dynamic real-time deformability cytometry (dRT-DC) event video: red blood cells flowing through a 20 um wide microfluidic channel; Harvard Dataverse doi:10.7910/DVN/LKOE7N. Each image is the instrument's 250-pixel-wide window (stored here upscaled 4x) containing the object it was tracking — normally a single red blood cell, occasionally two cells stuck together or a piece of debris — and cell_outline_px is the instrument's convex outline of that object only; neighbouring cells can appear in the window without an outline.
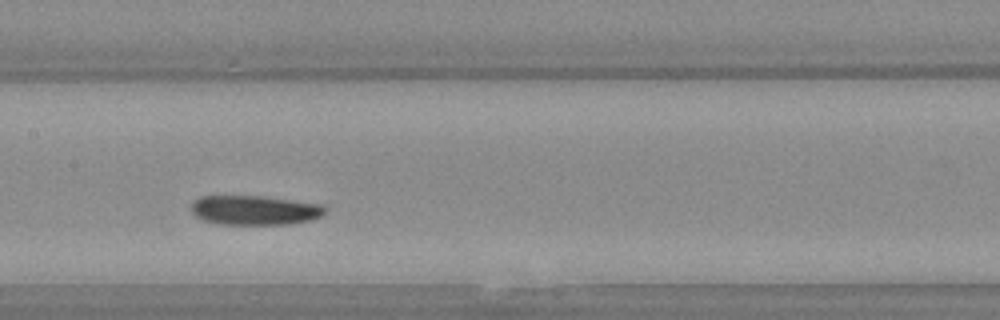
{"species": "Egyptian fruit bat (a non-hibernating species)", "species_latin": "Rousettus aegyptiacus", "temperature_condition": "warm", "stored_images_in_passage": 35, "camera_frame_rate_fps": 3000, "um_per_image_px": 0.085, "animal": {"sex": "female"}, "frame": {"image": 1, "passage_image": 11, "time_ms": 3.333, "image_size_px": [1000, 320], "cell_outline_px": [[328, 208], [320, 216], [312, 220], [288, 224], [220, 224], [204, 220], [196, 216], [192, 212], [192, 204], [200, 196], [264, 196], [320, 204]], "centroid_in_image_um": [21.67, 17.86], "position_along_channel_um": 185.7, "area_um2": 22.83}}